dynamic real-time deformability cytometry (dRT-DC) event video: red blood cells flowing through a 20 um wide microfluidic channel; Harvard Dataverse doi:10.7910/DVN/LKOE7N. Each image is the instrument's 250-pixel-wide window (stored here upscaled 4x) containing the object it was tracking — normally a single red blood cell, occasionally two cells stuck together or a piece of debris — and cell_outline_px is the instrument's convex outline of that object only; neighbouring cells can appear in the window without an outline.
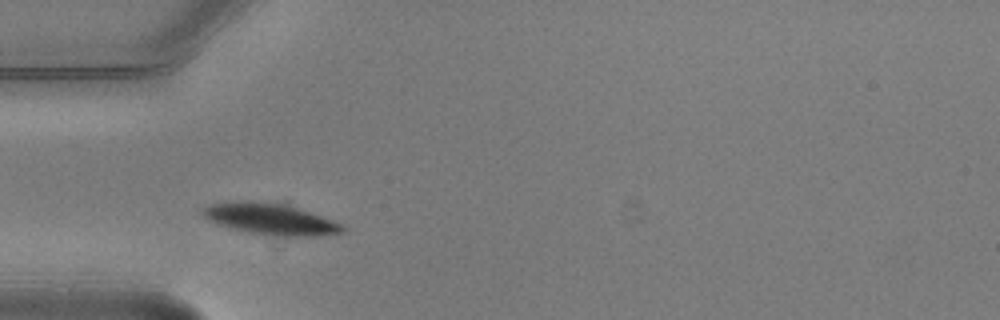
{"species": "common noctule bat (a hibernating species)", "species_latin": "Nyctalus noctula", "temperature_condition": "warm", "stored_images_in_passage": 1, "camera_frame_rate_fps": 3000, "um_per_image_px": 0.085, "animal": {"sex": "male", "body_mass_g": 20.5, "forearm_length_mm": 52.5}, "frame": {"image": 1, "passage_image": 1, "time_ms": 0.0, "image_size_px": [1000, 320], "cell_outline_px": [[348, 228], [344, 232], [320, 236], [288, 236], [248, 232], [232, 228], [208, 220], [200, 212], [200, 208], [208, 204], [240, 200], [288, 200], [344, 224]], "centroid_in_image_um": [23.1, 18.54], "position_along_channel_um": 61.9, "area_um2": 27.05}}